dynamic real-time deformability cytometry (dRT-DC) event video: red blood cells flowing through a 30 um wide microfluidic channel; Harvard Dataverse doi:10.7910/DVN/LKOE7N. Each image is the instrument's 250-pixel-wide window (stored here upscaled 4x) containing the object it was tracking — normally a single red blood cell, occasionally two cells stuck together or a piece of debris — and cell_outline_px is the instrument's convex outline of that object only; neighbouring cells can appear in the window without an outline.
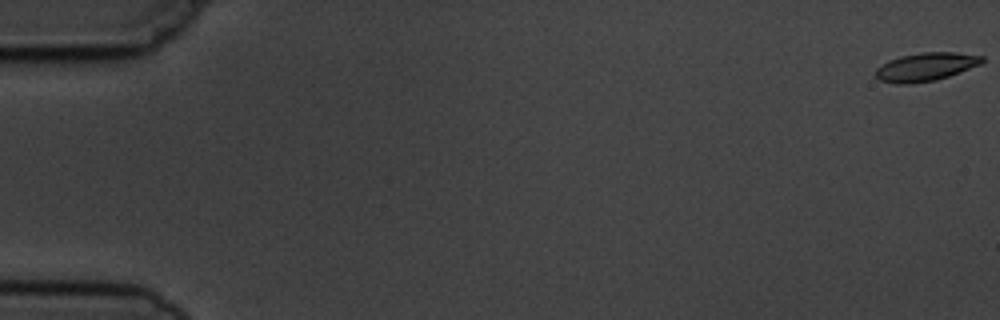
{"species": "common noctule bat (a hibernating species)", "species_latin": "Nyctalus noctula", "temperature_condition": "cold", "stored_images_in_passage": 3, "camera_frame_rate_fps": 3000, "um_per_image_px": 0.085, "animal": {"sex": "male", "body_mass_g": 19.5, "forearm_length_mm": 54.6}, "frame": {"image": 1, "passage_image": 1, "time_ms": 0.0, "image_size_px": [1000, 320], "cell_outline_px": [[984, 60], [980, 64], [948, 76], [936, 80], [908, 84], [896, 84], [880, 80], [876, 76], [876, 68], [888, 60], [900, 56], [920, 52], [956, 52], [984, 56]], "centroid_in_image_um": [78.67, 5.67], "position_along_channel_um": 6.3, "area_um2": 17.51}}